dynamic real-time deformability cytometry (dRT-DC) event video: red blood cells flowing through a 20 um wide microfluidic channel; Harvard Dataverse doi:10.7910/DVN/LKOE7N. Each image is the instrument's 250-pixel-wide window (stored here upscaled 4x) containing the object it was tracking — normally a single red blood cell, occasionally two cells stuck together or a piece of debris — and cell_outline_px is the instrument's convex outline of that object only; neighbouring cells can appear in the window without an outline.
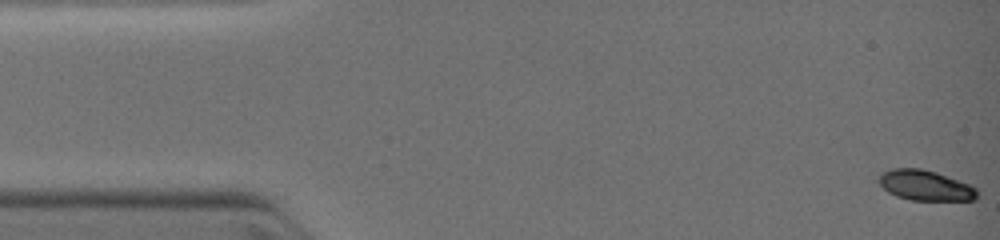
{"species": "common noctule bat (a hibernating species)", "species_latin": "Nyctalus noctula", "temperature_condition": "warm", "stored_images_in_passage": 39, "camera_frame_rate_fps": 3000, "um_per_image_px": 0.085, "animal": {"sex": "female", "body_mass_g": 19.0, "forearm_length_mm": 51.5}, "frame": {"image": 1, "passage_image": 1, "time_ms": 0.0, "image_size_px": [1000, 240], "cell_outline_px": [[976, 200], [912, 200], [896, 196], [888, 192], [876, 180], [884, 172], [892, 168], [920, 168], [936, 172], [968, 184], [976, 188]], "centroid_in_image_um": [78.62, 15.76], "position_along_channel_um": 6.4, "area_um2": 17.17}}
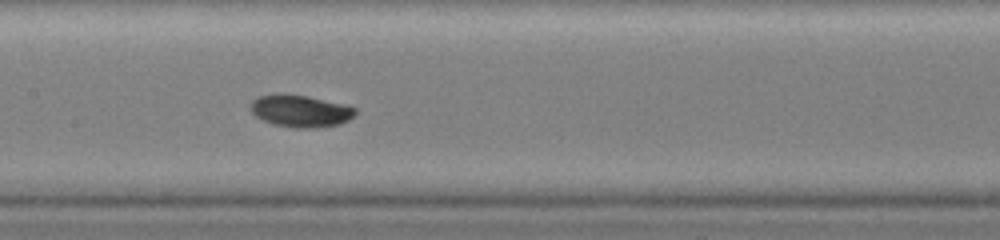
{"frame": {"image": 2, "passage_image": 19, "time_ms": 6.0, "image_size_px": [1000, 240], "cell_outline_px": [[356, 112], [348, 120], [340, 124], [316, 128], [296, 128], [272, 124], [256, 116], [252, 112], [248, 104], [252, 100], [260, 96], [276, 92], [284, 92], [308, 96], [344, 104], [356, 108]], "centroid_in_image_um": [25.5, 9.41], "position_along_channel_um": 181.9, "area_um2": 19.94}}
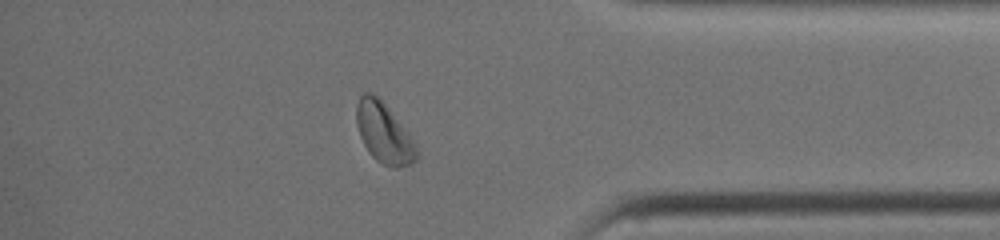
{"frame": {"image": 3, "passage_image": 33, "time_ms": 10.667, "image_size_px": [1000, 240], "cell_outline_px": [[420, 152], [416, 160], [412, 164], [396, 168], [392, 168], [376, 160], [368, 152], [360, 136], [356, 124], [356, 104], [360, 96], [364, 92], [372, 92], [384, 104], [408, 132]], "centroid_in_image_um": [32.64, 11.33], "position_along_channel_um": 402.6, "area_um2": 21.1}}